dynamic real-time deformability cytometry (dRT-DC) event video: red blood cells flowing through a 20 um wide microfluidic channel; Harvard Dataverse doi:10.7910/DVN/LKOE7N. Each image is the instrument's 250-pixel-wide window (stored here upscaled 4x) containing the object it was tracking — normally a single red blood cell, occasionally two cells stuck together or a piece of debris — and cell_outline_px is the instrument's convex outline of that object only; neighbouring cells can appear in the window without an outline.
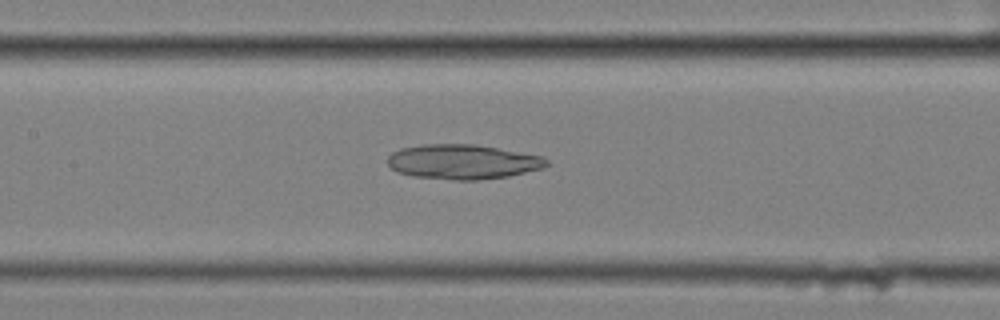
{"species": "common noctule bat (a hibernating species)", "species_latin": "Nyctalus noctula", "temperature_condition": "cold", "stored_images_in_passage": 57, "camera_frame_rate_fps": 3000, "um_per_image_px": 0.085, "animal": {"sex": "female", "body_mass_g": 25.1}, "frame": {"image": 1, "passage_image": 27, "time_ms": 8.667, "image_size_px": [1000, 320], "cell_outline_px": [[548, 164], [544, 168], [508, 176], [476, 180], [452, 180], [412, 176], [396, 172], [388, 164], [388, 156], [392, 152], [400, 148], [424, 144], [476, 144], [540, 156], [548, 160]], "centroid_in_image_um": [39.3, 13.75], "position_along_channel_um": 168.1, "area_um2": 32.14}}
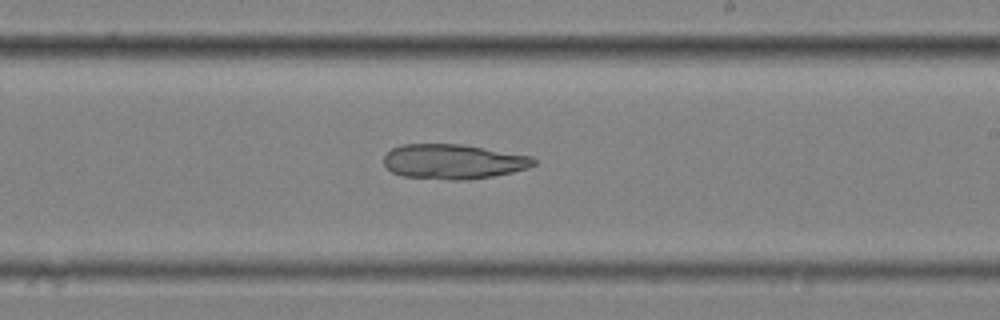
{"frame": {"image": 2, "passage_image": 34, "time_ms": 11.0, "image_size_px": [1000, 320], "cell_outline_px": [[536, 164], [528, 168], [512, 172], [492, 176], [468, 180], [452, 180], [400, 176], [392, 172], [384, 164], [384, 156], [392, 148], [404, 144], [464, 144], [532, 156], [536, 160]], "centroid_in_image_um": [38.54, 13.73], "position_along_channel_um": 250.5, "area_um2": 30.58}}
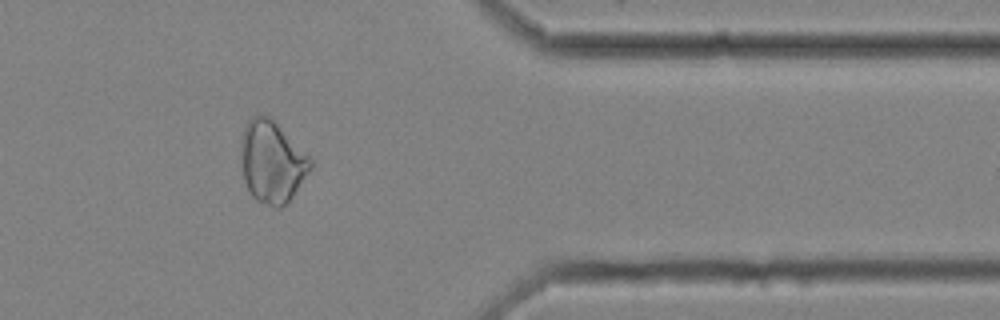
{"frame": {"image": 3, "passage_image": 47, "time_ms": 15.333, "image_size_px": [1000, 320], "cell_outline_px": [[312, 164], [308, 172], [288, 204], [280, 208], [276, 208], [256, 200], [252, 196], [244, 180], [240, 144], [240, 136], [248, 120], [252, 116], [272, 116], [276, 120], [312, 160]], "centroid_in_image_um": [23.11, 13.74], "position_along_channel_um": 388.3, "area_um2": 33.29}}